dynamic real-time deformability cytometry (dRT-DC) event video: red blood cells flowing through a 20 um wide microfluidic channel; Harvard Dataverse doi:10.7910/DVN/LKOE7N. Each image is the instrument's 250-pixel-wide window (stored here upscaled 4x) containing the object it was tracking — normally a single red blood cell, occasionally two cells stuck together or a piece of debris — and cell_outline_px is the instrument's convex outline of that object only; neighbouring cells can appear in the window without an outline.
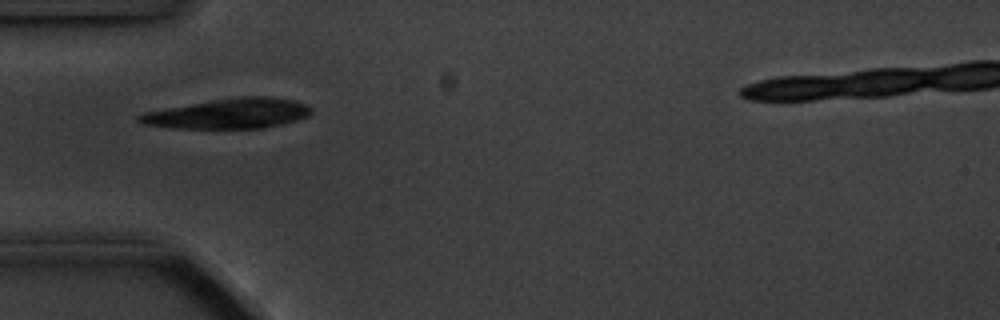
{"species": "common noctule bat (a hibernating species)", "species_latin": "Nyctalus noctula", "temperature_condition": "cold", "stored_images_in_passage": 1, "camera_frame_rate_fps": 3000, "um_per_image_px": 0.085, "animal": {"sex": "male", "body_mass_g": 20.1, "forearm_length_mm": 53.5}, "frame": {"image": 1, "passage_image": 1, "time_ms": 0.0, "image_size_px": [1000, 320], "cell_outline_px": [[312, 112], [308, 116], [296, 120], [264, 128], [172, 128], [144, 124], [136, 120], [136, 116], [144, 112], [212, 100], [240, 96], [272, 96], [296, 100], [308, 104], [312, 108]], "centroid_in_image_um": [19.49, 9.64], "position_along_channel_um": 65.5, "area_um2": 30.23}}